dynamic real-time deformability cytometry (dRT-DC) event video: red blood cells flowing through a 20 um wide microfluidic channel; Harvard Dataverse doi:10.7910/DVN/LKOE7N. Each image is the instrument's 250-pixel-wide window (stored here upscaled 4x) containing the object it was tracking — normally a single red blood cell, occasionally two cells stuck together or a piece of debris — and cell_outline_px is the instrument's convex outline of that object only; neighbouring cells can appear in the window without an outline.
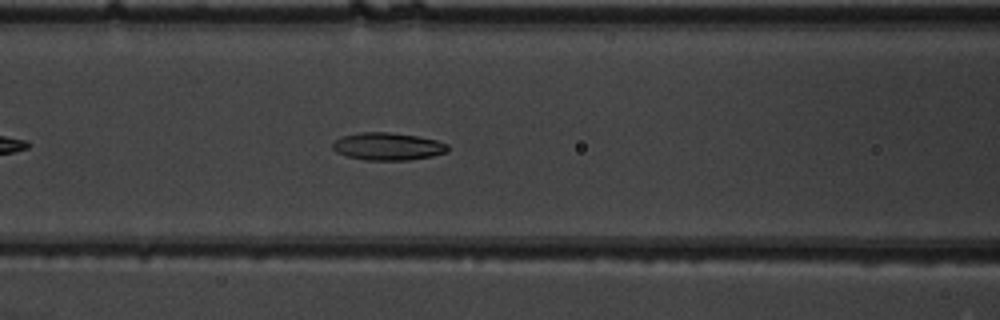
{"species": "common noctule bat (a hibernating species)", "species_latin": "Nyctalus noctula", "temperature_condition": "warm", "stored_images_in_passage": 40, "camera_frame_rate_fps": 3000, "um_per_image_px": 0.085, "animal": {"sex": "male", "body_mass_g": 19.5, "forearm_length_mm": 54.6}, "frame": {"image": 1, "passage_image": 10, "time_ms": 3.0, "image_size_px": [1000, 320], "cell_outline_px": [[448, 152], [432, 156], [408, 160], [364, 160], [348, 156], [336, 152], [332, 148], [332, 144], [340, 136], [360, 132], [388, 132], [416, 136], [436, 140], [448, 144]], "centroid_in_image_um": [32.95, 12.44], "position_along_channel_um": 133.7, "area_um2": 18.5}}
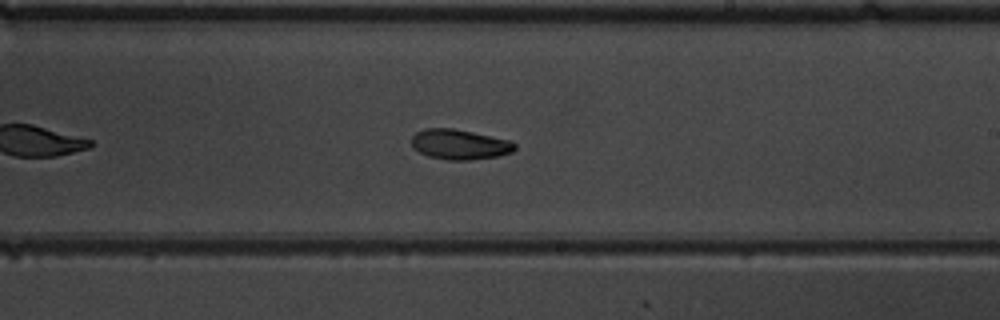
{"frame": {"image": 2, "passage_image": 19, "time_ms": 6.0, "image_size_px": [1000, 320], "cell_outline_px": [[516, 148], [512, 152], [500, 156], [468, 160], [448, 160], [428, 156], [412, 148], [412, 136], [416, 132], [424, 128], [452, 128], [472, 132], [508, 140], [516, 144]], "centroid_in_image_um": [39.05, 12.28], "position_along_channel_um": 250.0, "area_um2": 18.09}}
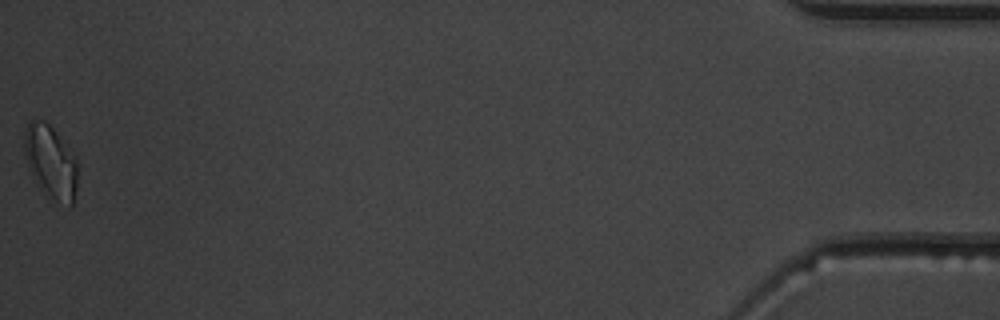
{"frame": {"image": 3, "passage_image": 40, "time_ms": 13.0, "image_size_px": [1000, 320], "cell_outline_px": [[76, 188], [72, 204], [68, 204], [44, 196], [32, 172], [24, 152], [24, 132], [28, 124], [36, 116], [44, 120], [56, 132], [76, 160]], "centroid_in_image_um": [4.28, 13.73], "position_along_channel_um": 430.9, "area_um2": 22.08}, "authors_computed_cell_mechanics": {"area_um2": 18.4671, "velocity_mm_per_s": 3.8854, "shape_relaxation_time_tau1_ms": 2.4652, "shape_relaxation_time_tau2_ms": null, "deformation_change_tau1": 0.1, "deformation_change_tau2": null}}